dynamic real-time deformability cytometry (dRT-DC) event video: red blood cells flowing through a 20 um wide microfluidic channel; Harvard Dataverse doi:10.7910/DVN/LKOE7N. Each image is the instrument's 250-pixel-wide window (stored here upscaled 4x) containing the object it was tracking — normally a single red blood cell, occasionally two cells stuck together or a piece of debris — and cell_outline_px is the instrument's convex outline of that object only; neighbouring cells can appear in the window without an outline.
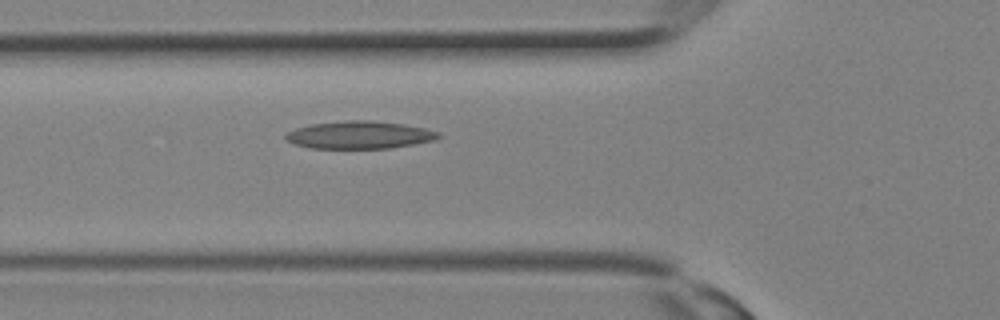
{"species": "Egyptian fruit bat (a non-hibernating species)", "species_latin": "Rousettus aegyptiacus", "temperature_condition": "room temperature", "stored_images_in_passage": 13, "camera_frame_rate_fps": 3000, "um_per_image_px": 0.085, "animal": {"sex": "female"}, "frame": {"image": 1, "passage_image": 11, "time_ms": 3.333, "image_size_px": [1000, 320], "cell_outline_px": [[440, 136], [436, 140], [392, 148], [308, 148], [284, 140], [284, 132], [296, 128], [312, 124], [344, 120], [372, 120], [404, 124], [424, 128], [440, 132]], "centroid_in_image_um": [30.53, 11.47], "position_along_channel_um": 95.3, "area_um2": 24.8}}
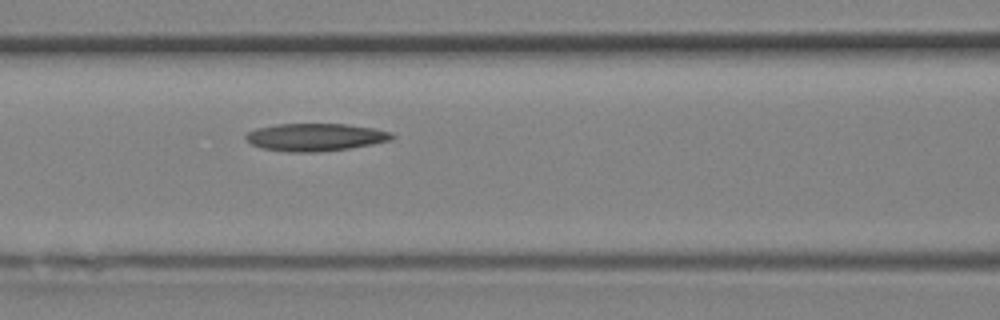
{"frame": {"image": 2, "passage_image": 13, "time_ms": 4.0, "image_size_px": [1000, 320], "cell_outline_px": [[396, 136], [392, 140], [348, 148], [316, 152], [288, 152], [264, 148], [252, 144], [244, 140], [244, 136], [248, 132], [256, 128], [276, 124], [344, 124], [372, 128], [392, 132]], "centroid_in_image_um": [26.78, 11.65], "position_along_channel_um": 139.8, "area_um2": 23.41}}